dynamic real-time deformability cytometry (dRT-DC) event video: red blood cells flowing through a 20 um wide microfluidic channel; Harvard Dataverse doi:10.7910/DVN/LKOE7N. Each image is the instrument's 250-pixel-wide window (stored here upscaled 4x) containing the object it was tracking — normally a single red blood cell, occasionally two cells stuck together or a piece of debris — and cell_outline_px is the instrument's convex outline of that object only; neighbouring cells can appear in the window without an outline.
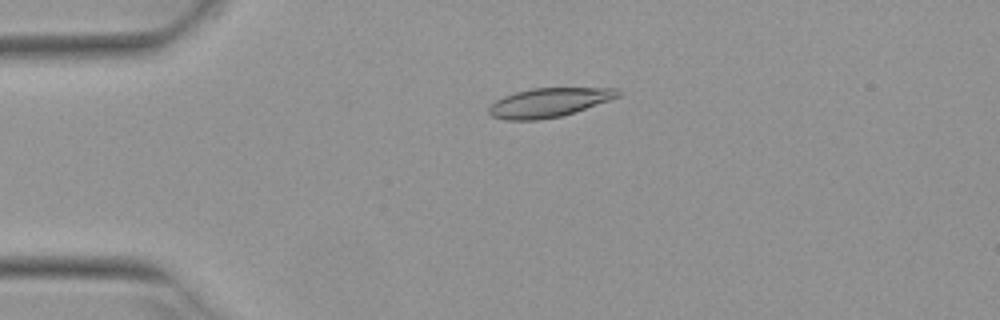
{"species": "Egyptian fruit bat (a non-hibernating species)", "species_latin": "Rousettus aegyptiacus", "temperature_condition": "warm", "stored_images_in_passage": 3, "camera_frame_rate_fps": 3000, "um_per_image_px": 0.085, "animal": {"sex": "female"}, "frame": {"image": 1, "passage_image": 3, "time_ms": 0.667, "image_size_px": [1000, 320], "cell_outline_px": [[624, 92], [620, 96], [560, 116], [536, 120], [504, 120], [492, 116], [488, 112], [488, 108], [496, 100], [504, 96], [516, 92], [532, 88], [616, 88]], "centroid_in_image_um": [46.63, 8.71], "position_along_channel_um": 38.4, "area_um2": 21.56}}